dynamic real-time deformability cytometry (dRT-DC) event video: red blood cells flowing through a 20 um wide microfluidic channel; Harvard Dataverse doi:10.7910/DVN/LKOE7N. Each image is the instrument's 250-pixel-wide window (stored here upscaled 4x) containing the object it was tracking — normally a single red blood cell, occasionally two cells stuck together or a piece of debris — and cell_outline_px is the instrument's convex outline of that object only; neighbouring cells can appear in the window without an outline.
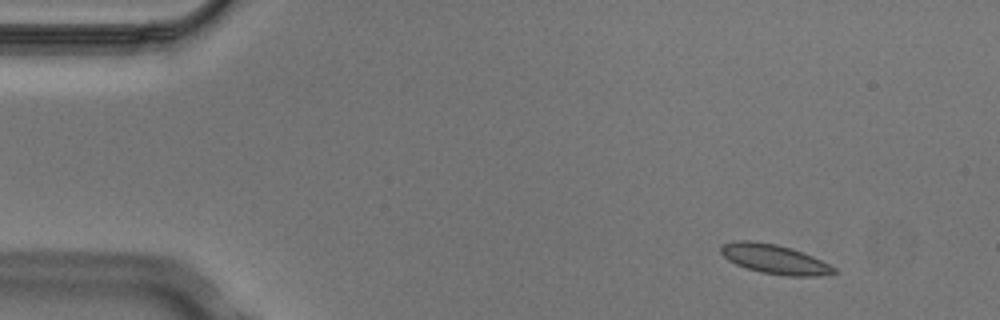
{"species": "Egyptian fruit bat (a non-hibernating species)", "species_latin": "Rousettus aegyptiacus", "temperature_condition": "cold", "stored_images_in_passage": 3, "camera_frame_rate_fps": 3000, "um_per_image_px": 0.085, "animal": {"sex": "male"}, "frame": {"image": 1, "passage_image": 2, "time_ms": 0.333, "image_size_px": [1000, 320], "cell_outline_px": [[836, 272], [820, 276], [788, 276], [760, 272], [736, 264], [728, 260], [720, 252], [720, 244], [732, 240], [752, 240], [776, 244], [792, 248], [812, 256], [836, 268]], "centroid_in_image_um": [65.78, 22.01], "position_along_channel_um": 19.2, "area_um2": 19.42}}